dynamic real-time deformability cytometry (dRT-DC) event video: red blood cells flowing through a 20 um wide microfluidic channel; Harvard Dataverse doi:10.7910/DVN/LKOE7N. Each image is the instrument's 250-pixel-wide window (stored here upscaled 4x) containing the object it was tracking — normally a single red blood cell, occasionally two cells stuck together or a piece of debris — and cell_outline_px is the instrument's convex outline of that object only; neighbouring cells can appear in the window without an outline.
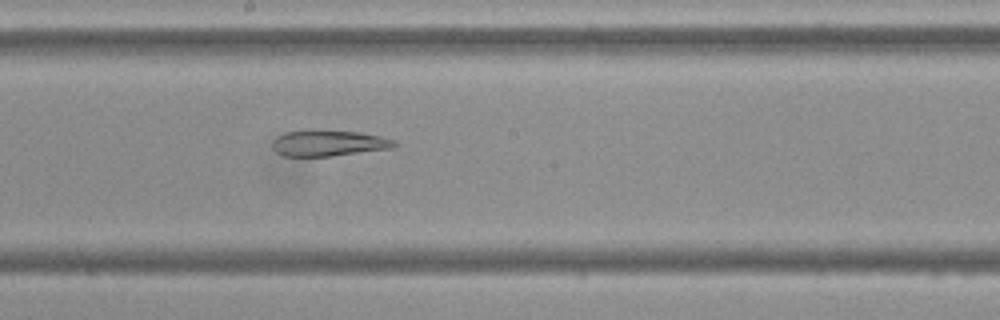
{"species": "Egyptian fruit bat (a non-hibernating species)", "species_latin": "Rousettus aegyptiacus", "temperature_condition": "cold", "stored_images_in_passage": 54, "camera_frame_rate_fps": 3000, "um_per_image_px": 0.085, "frame": {"image": 1, "passage_image": 29, "time_ms": 9.333, "image_size_px": [1000, 320], "cell_outline_px": [[396, 144], [392, 148], [332, 156], [284, 156], [276, 152], [272, 144], [272, 140], [276, 136], [288, 132], [312, 128], [316, 128], [360, 132], [380, 136], [396, 140]], "centroid_in_image_um": [27.91, 12.14], "position_along_channel_um": 220.3, "area_um2": 18.9}}
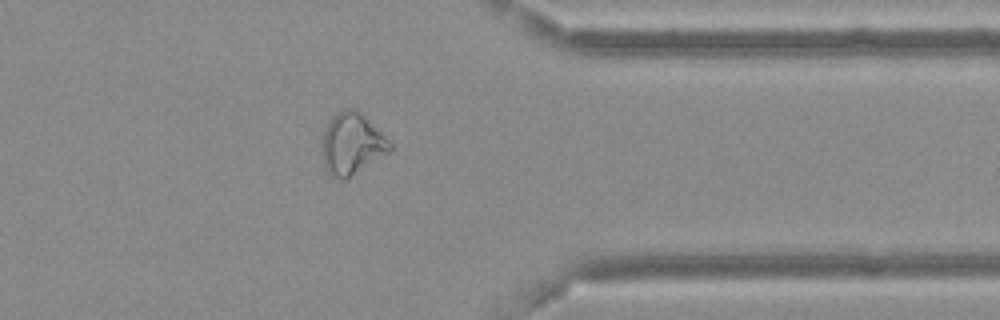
{"frame": {"image": 2, "passage_image": 43, "time_ms": 14.0, "image_size_px": [1000, 320], "cell_outline_px": [[392, 148], [388, 152], [344, 180], [340, 180], [328, 176], [324, 168], [320, 148], [320, 140], [324, 128], [332, 116], [336, 112], [344, 108], [356, 108], [392, 144]], "centroid_in_image_um": [29.81, 12.23], "position_along_channel_um": 381.6, "area_um2": 24.57}}
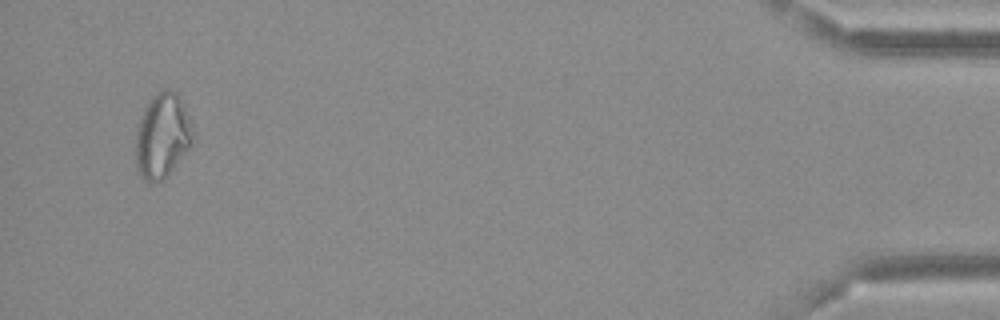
{"frame": {"image": 3, "passage_image": 52, "time_ms": 17.0, "image_size_px": [1000, 320], "cell_outline_px": [[192, 140], [188, 148], [168, 176], [164, 180], [156, 184], [152, 184], [144, 180], [140, 176], [136, 168], [136, 124], [144, 108], [152, 96], [164, 88], [168, 88], [176, 92], [180, 96], [192, 124]], "centroid_in_image_um": [13.77, 11.55], "position_along_channel_um": 421.4, "area_um2": 28.61}, "authors_computed_cell_mechanics": {"area_um2": 24.9985, "velocity_mm_per_s": 3.667, "shape_relaxation_time_tau1_ms": null, "shape_relaxation_time_tau2_ms": 7.3756, "deformation_change_tau1": null, "deformation_change_tau2": 0.1553}}